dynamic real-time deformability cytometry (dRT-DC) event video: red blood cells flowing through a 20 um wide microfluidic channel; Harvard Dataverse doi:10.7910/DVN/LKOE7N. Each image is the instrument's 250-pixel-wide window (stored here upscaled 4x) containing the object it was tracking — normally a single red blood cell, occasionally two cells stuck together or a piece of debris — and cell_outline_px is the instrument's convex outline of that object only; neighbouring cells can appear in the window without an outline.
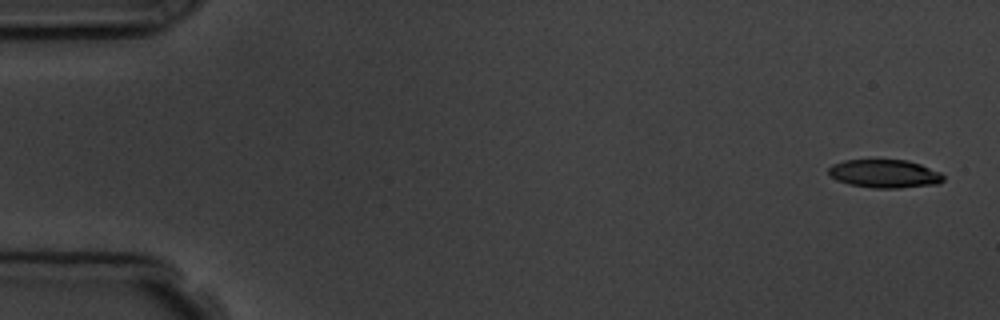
{"species": "common noctule bat (a hibernating species)", "species_latin": "Nyctalus noctula", "temperature_condition": "room temperature", "stored_images_in_passage": 5, "camera_frame_rate_fps": 3000, "um_per_image_px": 0.085, "animal": {"sex": "male", "body_mass_g": 19.5, "forearm_length_mm": 54.6}, "frame": {"image": 1, "passage_image": 1, "time_ms": 0.0, "image_size_px": [1000, 320], "cell_outline_px": [[944, 180], [940, 184], [896, 188], [872, 188], [848, 184], [836, 180], [828, 172], [828, 168], [832, 164], [844, 160], [908, 160], [920, 164], [940, 172], [944, 176]], "centroid_in_image_um": [75.2, 14.77], "position_along_channel_um": 9.8, "area_um2": 19.02}}
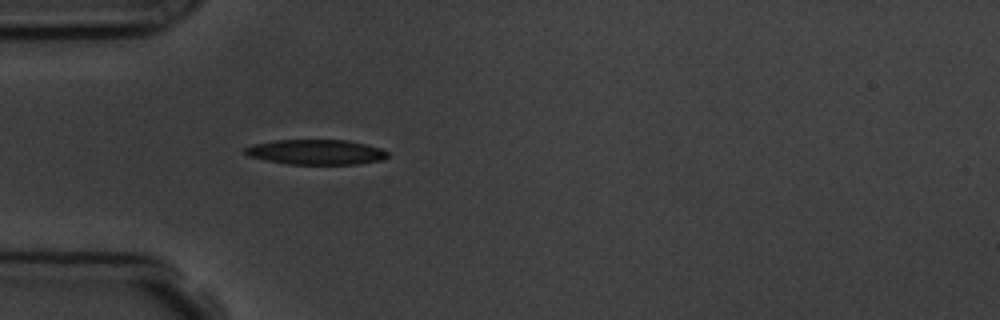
{"frame": {"image": 2, "passage_image": 5, "time_ms": 4.667, "image_size_px": [1000, 320], "cell_outline_px": [[388, 156], [384, 160], [360, 164], [288, 164], [248, 156], [244, 152], [244, 148], [252, 144], [276, 140], [348, 140], [368, 144], [380, 148], [388, 152]], "centroid_in_image_um": [26.9, 12.92], "position_along_channel_um": 58.1, "area_um2": 20.92}}